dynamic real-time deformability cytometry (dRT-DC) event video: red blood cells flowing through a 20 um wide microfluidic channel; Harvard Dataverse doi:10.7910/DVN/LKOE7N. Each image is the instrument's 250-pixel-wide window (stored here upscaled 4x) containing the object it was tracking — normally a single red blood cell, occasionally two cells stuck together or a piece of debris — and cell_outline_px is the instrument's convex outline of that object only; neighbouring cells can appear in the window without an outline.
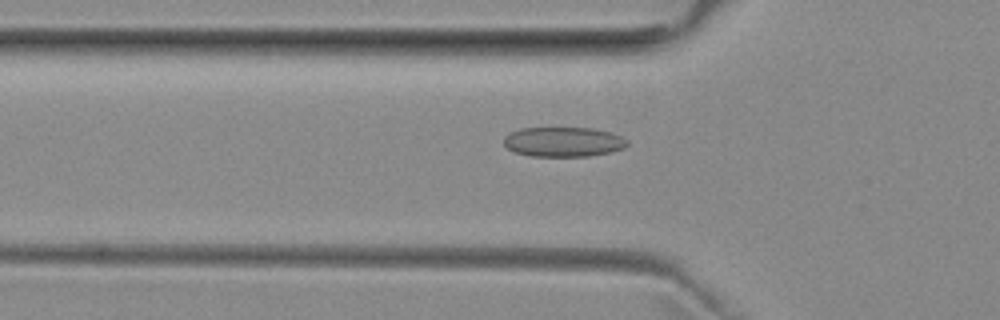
{"species": "common noctule bat (a hibernating species)", "species_latin": "Nyctalus noctula", "temperature_condition": "room temperature", "stored_images_in_passage": 42, "camera_frame_rate_fps": 3000, "um_per_image_px": 0.085, "animal": {"sex": "female", "body_mass_g": 29.2, "forearm_length_mm": 56.3}, "frame": {"image": 1, "passage_image": 7, "time_ms": 2.0, "image_size_px": [1000, 320], "cell_outline_px": [[628, 144], [624, 148], [612, 152], [588, 156], [528, 156], [512, 152], [504, 144], [504, 136], [520, 128], [592, 128], [612, 132], [628, 140]], "centroid_in_image_um": [47.89, 12.06], "position_along_channel_um": 77.9, "area_um2": 21.56}}
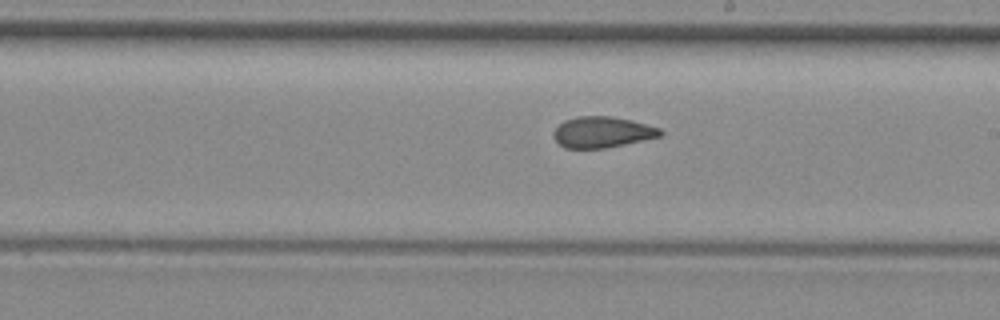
{"frame": {"image": 2, "passage_image": 19, "time_ms": 6.0, "image_size_px": [1000, 320], "cell_outline_px": [[664, 132], [660, 136], [624, 144], [604, 148], [564, 148], [552, 136], [552, 132], [564, 120], [576, 116], [612, 116], [632, 120], [660, 128]], "centroid_in_image_um": [51.17, 11.22], "position_along_channel_um": 237.8, "area_um2": 19.25}}
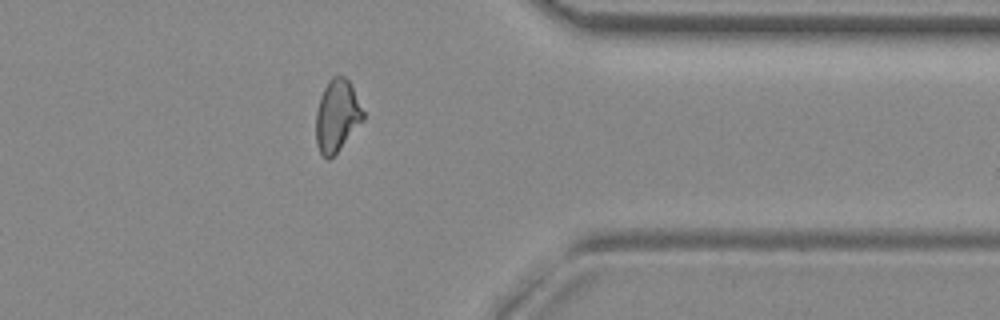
{"frame": {"image": 3, "passage_image": 31, "time_ms": 10.0, "image_size_px": [1000, 320], "cell_outline_px": [[364, 120], [336, 152], [328, 160], [320, 152], [316, 144], [316, 112], [320, 96], [328, 80], [332, 76], [344, 76], [348, 80], [364, 112]], "centroid_in_image_um": [28.63, 9.82], "position_along_channel_um": 382.8, "area_um2": 19.54}, "authors_computed_cell_mechanics": {"area_um2": 19.8832, "velocity_mm_per_s": 3.9811, "shape_relaxation_time_tau1_ms": null, "shape_relaxation_time_tau2_ms": 2.2629, "deformation_change_tau1": null, "deformation_change_tau2": 0.0904}}